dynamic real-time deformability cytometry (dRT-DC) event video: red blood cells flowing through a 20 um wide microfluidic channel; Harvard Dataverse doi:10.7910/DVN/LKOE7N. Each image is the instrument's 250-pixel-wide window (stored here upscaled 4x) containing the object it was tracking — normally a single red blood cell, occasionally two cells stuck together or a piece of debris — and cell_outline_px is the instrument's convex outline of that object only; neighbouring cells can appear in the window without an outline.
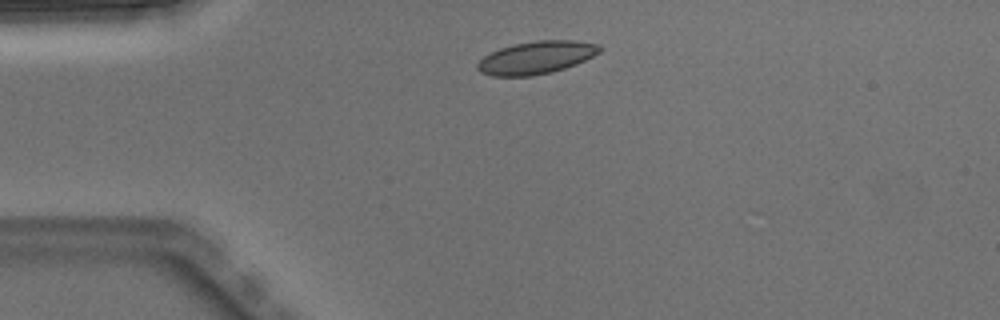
{"species": "Egyptian fruit bat (a non-hibernating species)", "species_latin": "Rousettus aegyptiacus", "temperature_condition": "warm", "stored_images_in_passage": 1, "camera_frame_rate_fps": 3000, "um_per_image_px": 0.085, "animal": {"sex": "male"}, "frame": {"image": 1, "passage_image": 1, "time_ms": 0.0, "image_size_px": [1000, 320], "cell_outline_px": [[600, 52], [576, 64], [552, 72], [532, 76], [492, 76], [480, 72], [476, 68], [476, 64], [484, 56], [500, 48], [512, 44], [536, 40], [576, 40], [596, 44], [600, 48]], "centroid_in_image_um": [45.54, 4.89], "position_along_channel_um": 39.5, "area_um2": 23.24}}